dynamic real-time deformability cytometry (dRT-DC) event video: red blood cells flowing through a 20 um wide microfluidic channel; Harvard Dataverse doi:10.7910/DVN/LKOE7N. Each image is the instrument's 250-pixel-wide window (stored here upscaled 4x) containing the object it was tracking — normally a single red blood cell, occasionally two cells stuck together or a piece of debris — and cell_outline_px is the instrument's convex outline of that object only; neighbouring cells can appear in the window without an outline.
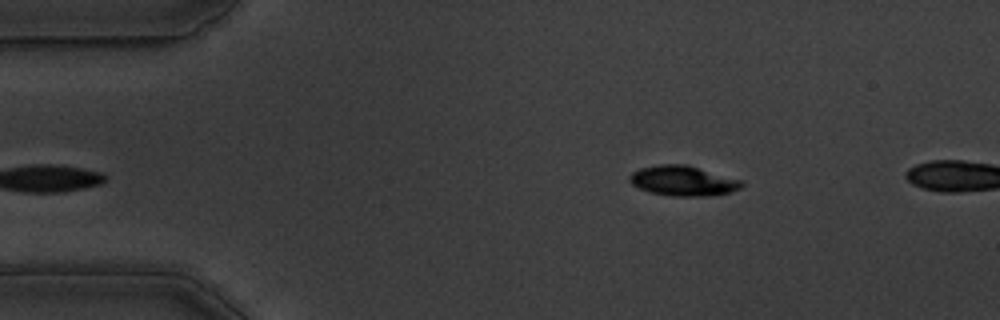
{"species": "common noctule bat (a hibernating species)", "species_latin": "Nyctalus noctula", "temperature_condition": "warm", "stored_images_in_passage": 4, "camera_frame_rate_fps": 3000, "um_per_image_px": 0.085, "animal": {"sex": "male", "body_mass_g": 19.5, "forearm_length_mm": 54.6}, "frame": {"image": 1, "passage_image": 2, "time_ms": 0.333, "image_size_px": [1000, 320], "cell_outline_px": [[744, 184], [740, 188], [732, 192], [712, 196], [672, 196], [648, 192], [632, 184], [628, 180], [628, 176], [632, 172], [640, 168], [656, 164], [688, 164], [744, 180]], "centroid_in_image_um": [58.09, 15.36], "position_along_channel_um": 26.9, "area_um2": 20.11}}